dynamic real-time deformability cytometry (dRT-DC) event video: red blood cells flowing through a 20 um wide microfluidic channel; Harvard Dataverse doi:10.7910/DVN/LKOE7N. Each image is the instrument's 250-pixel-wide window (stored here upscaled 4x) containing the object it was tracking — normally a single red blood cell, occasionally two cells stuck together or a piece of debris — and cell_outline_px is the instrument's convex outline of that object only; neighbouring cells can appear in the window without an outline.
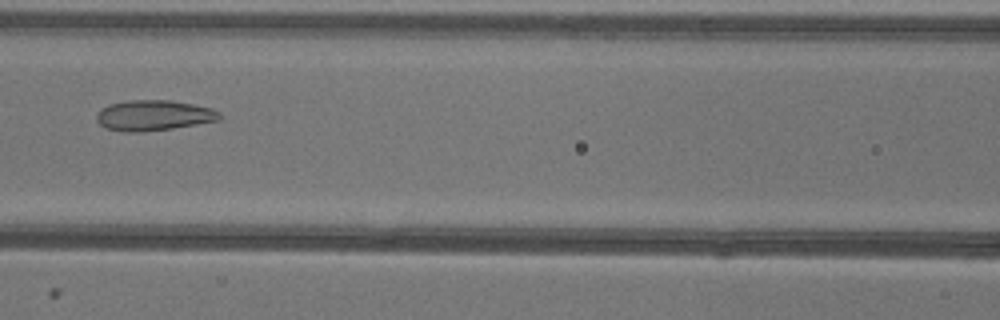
{"species": "common noctule bat (a hibernating species)", "species_latin": "Nyctalus noctula", "temperature_condition": "warm", "stored_images_in_passage": 31, "camera_frame_rate_fps": 3000, "um_per_image_px": 0.085, "animal": {"sex": "female"}, "frame": {"image": 1, "passage_image": 7, "time_ms": 2.0, "image_size_px": [1000, 320], "cell_outline_px": [[220, 120], [172, 128], [140, 132], [124, 132], [104, 128], [96, 120], [96, 116], [100, 108], [108, 104], [128, 100], [172, 100], [212, 108], [220, 112]], "centroid_in_image_um": [13.02, 9.8], "position_along_channel_um": 153.6, "area_um2": 21.96}}
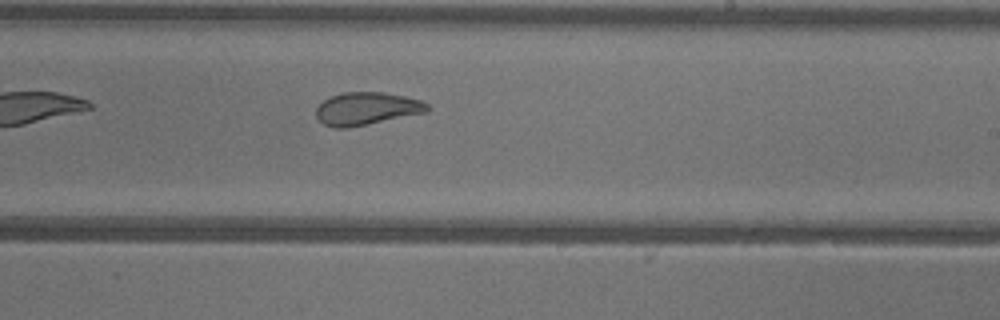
{"frame": {"image": 2, "passage_image": 15, "time_ms": 4.667, "image_size_px": [1000, 320], "cell_outline_px": [[432, 108], [428, 112], [348, 128], [332, 128], [324, 124], [316, 116], [316, 108], [328, 96], [344, 92], [384, 92], [404, 96], [420, 100], [428, 104]], "centroid_in_image_um": [31.17, 9.23], "position_along_channel_um": 257.8, "area_um2": 21.39}}
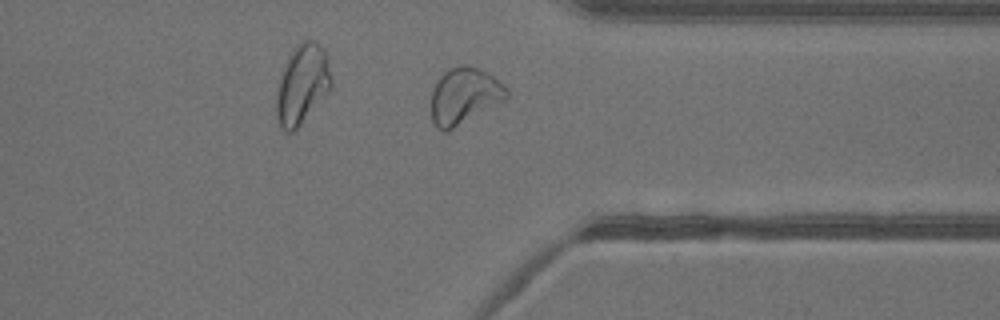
{"frame": {"image": 3, "passage_image": 24, "time_ms": 7.667, "image_size_px": [1000, 320], "cell_outline_px": [[508, 96], [504, 100], [448, 132], [440, 132], [436, 128], [432, 120], [432, 88], [436, 80], [448, 68], [464, 64], [480, 68], [492, 76], [508, 88]], "centroid_in_image_um": [39.43, 8.16], "position_along_channel_um": 372.0, "area_um2": 24.91}}